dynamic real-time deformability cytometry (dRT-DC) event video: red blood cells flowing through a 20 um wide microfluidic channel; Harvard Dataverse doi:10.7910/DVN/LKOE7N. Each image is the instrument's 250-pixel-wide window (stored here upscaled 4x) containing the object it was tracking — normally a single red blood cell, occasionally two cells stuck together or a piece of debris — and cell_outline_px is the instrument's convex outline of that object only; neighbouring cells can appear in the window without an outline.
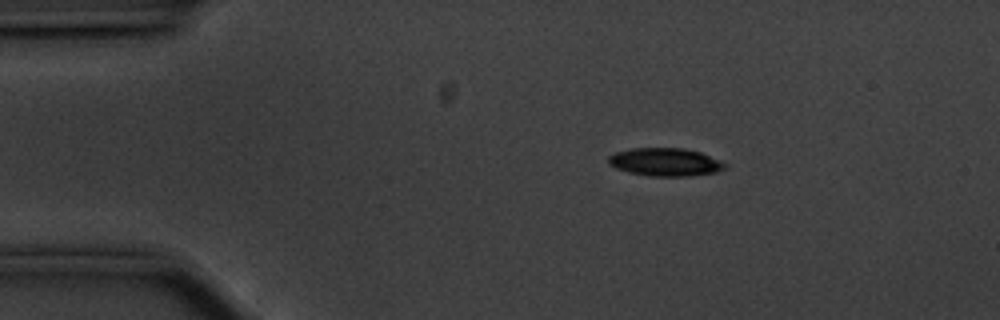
{"species": "common noctule bat (a hibernating species)", "species_latin": "Nyctalus noctula", "temperature_condition": "cold", "stored_images_in_passage": 47, "camera_frame_rate_fps": 3000, "um_per_image_px": 0.085, "animal": {"sex": "male", "body_mass_g": 20.1, "forearm_length_mm": 53.5}, "frame": {"image": 1, "passage_image": 1, "time_ms": 0.0, "image_size_px": [1000, 320], "cell_outline_px": [[728, 164], [724, 168], [716, 172], [688, 176], [652, 176], [628, 172], [616, 168], [608, 164], [608, 156], [616, 152], [632, 148], [684, 148], [700, 152]], "centroid_in_image_um": [56.52, 13.77], "position_along_channel_um": 28.5, "area_um2": 18.96}}
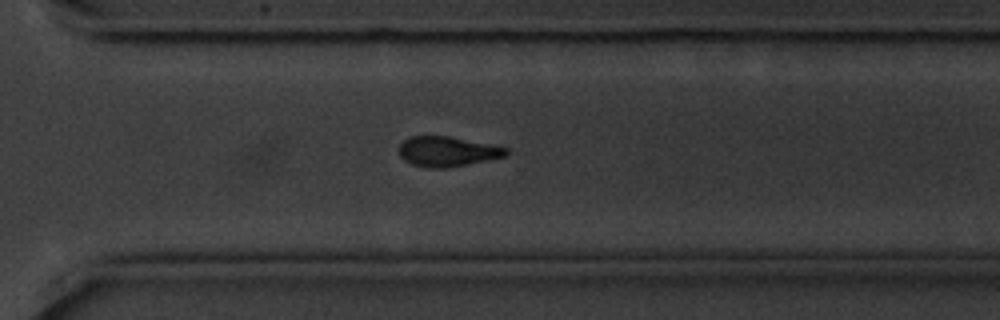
{"frame": {"image": 2, "passage_image": 31, "time_ms": 10.0, "image_size_px": [1000, 320], "cell_outline_px": [[508, 152], [504, 156], [444, 168], [428, 168], [412, 164], [404, 160], [400, 156], [400, 144], [404, 140], [412, 136], [448, 136], [508, 148]], "centroid_in_image_um": [37.97, 12.87], "position_along_channel_um": 332.6, "area_um2": 18.21}}
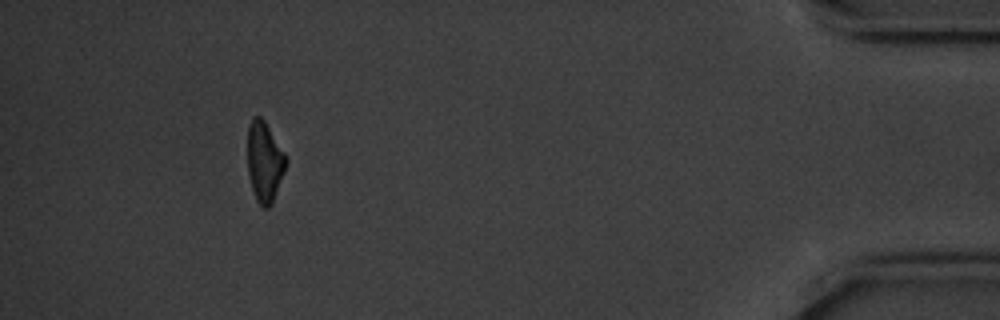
{"frame": {"image": 3, "passage_image": 43, "time_ms": 14.0, "image_size_px": [1000, 320], "cell_outline_px": [[288, 160], [284, 172], [272, 204], [268, 208], [264, 208], [256, 200], [248, 176], [248, 124], [252, 116], [260, 116], [264, 120], [284, 152]], "centroid_in_image_um": [22.48, 13.74], "position_along_channel_um": 412.7, "area_um2": 17.98}, "authors_computed_cell_mechanics": {"area_um2": 19.5942, "velocity_mm_per_s": 3.5631, "shape_relaxation_time_tau1_ms": 2.1891, "shape_relaxation_time_tau2_ms": null, "deformation_change_tau1": 0.0996, "deformation_change_tau2": null}}